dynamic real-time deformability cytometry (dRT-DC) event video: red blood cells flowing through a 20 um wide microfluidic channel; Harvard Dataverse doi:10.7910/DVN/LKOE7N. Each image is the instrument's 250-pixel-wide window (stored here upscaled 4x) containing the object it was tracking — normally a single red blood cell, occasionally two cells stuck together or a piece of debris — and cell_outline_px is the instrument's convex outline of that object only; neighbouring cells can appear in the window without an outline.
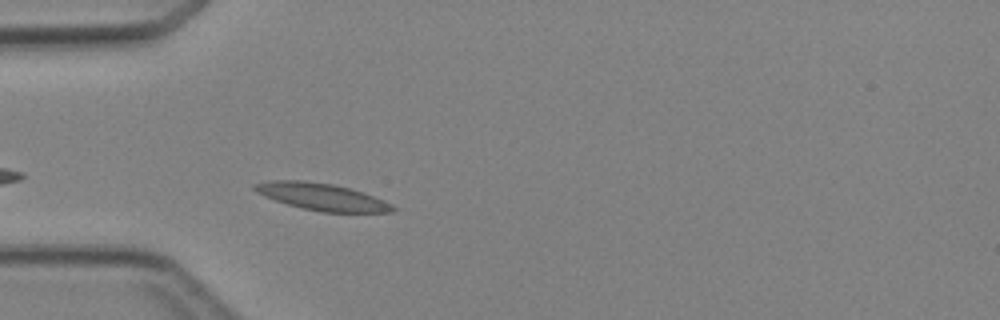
{"species": "Egyptian fruit bat (a non-hibernating species)", "species_latin": "Rousettus aegyptiacus", "temperature_condition": "cold", "stored_images_in_passage": 1, "camera_frame_rate_fps": 3000, "um_per_image_px": 0.085, "animal": {"sex": "female"}, "frame": {"image": 1, "passage_image": 1, "time_ms": 0.0, "image_size_px": [1000, 320], "cell_outline_px": [[396, 208], [392, 212], [320, 212], [288, 204], [264, 196], [256, 192], [252, 188], [252, 184], [272, 180], [304, 180], [332, 184], [348, 188], [384, 200], [392, 204]], "centroid_in_image_um": [27.32, 16.72], "position_along_channel_um": 57.7, "area_um2": 21.5}}